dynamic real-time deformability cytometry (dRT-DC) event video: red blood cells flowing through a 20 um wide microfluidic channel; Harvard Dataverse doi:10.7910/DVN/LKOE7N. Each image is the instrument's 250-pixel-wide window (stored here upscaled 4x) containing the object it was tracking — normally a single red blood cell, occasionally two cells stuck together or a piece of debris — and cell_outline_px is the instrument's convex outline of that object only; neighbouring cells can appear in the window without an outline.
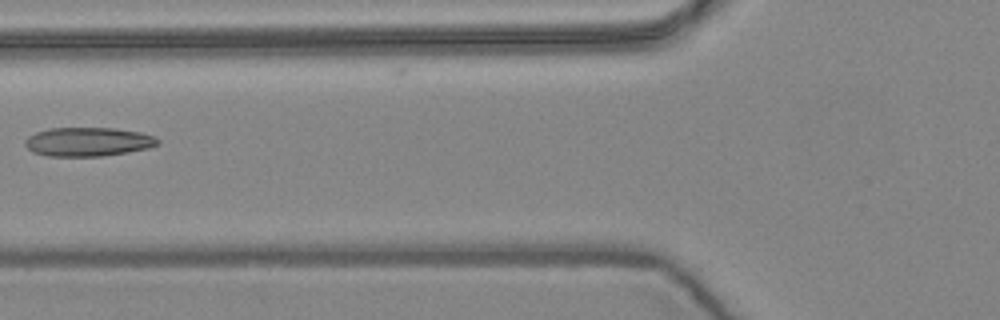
{"species": "common noctule bat (a hibernating species)", "species_latin": "Nyctalus noctula", "temperature_condition": "warm", "stored_images_in_passage": 6, "camera_frame_rate_fps": 3000, "um_per_image_px": 0.085, "animal": {"sex": "female", "body_mass_g": 24.6, "forearm_length_mm": 56.2}, "frame": {"image": 1, "passage_image": 6, "time_ms": 1.667, "image_size_px": [1000, 320], "cell_outline_px": [[160, 144], [148, 148], [128, 152], [104, 156], [48, 156], [32, 152], [24, 144], [24, 140], [28, 136], [36, 132], [48, 128], [116, 128], [140, 132], [156, 136], [160, 140]], "centroid_in_image_um": [7.5, 12.05], "position_along_channel_um": 118.3, "area_um2": 22.6}}